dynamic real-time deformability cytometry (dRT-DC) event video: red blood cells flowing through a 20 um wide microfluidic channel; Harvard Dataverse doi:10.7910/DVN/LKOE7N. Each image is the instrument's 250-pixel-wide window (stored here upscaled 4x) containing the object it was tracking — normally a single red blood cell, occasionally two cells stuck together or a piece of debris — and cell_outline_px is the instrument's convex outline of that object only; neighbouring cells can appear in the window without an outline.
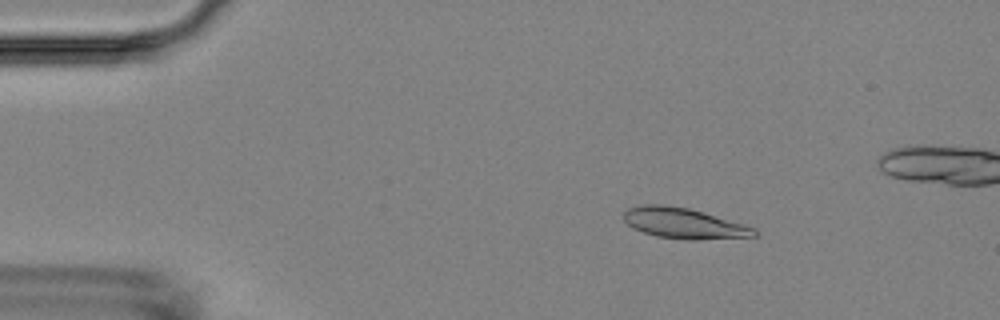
{"species": "Egyptian fruit bat (a non-hibernating species)", "species_latin": "Rousettus aegyptiacus", "temperature_condition": "room temperature", "stored_images_in_passage": 4, "camera_frame_rate_fps": 3000, "um_per_image_px": 0.085, "animal": {"sex": "female"}, "frame": {"image": 1, "passage_image": 1, "time_ms": 0.0, "image_size_px": [1000, 320], "cell_outline_px": [[756, 236], [696, 240], [688, 240], [656, 236], [632, 228], [624, 220], [624, 212], [628, 208], [644, 204], [660, 204], [688, 208], [744, 224], [756, 228]], "centroid_in_image_um": [58.11, 18.98], "position_along_channel_um": 26.9, "area_um2": 23.12}}